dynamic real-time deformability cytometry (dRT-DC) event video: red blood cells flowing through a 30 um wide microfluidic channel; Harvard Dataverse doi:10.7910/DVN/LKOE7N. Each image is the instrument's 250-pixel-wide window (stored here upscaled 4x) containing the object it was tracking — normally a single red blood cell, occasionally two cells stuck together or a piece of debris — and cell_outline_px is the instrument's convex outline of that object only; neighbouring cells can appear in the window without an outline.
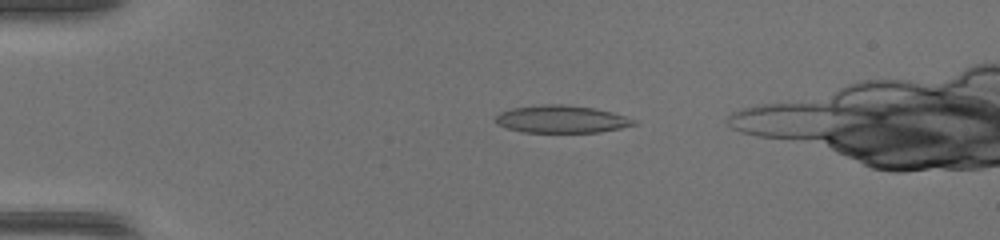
{"species": "common noctule bat (a hibernating species)", "species_latin": "Nyctalus noctula", "temperature_condition": "warm", "stored_images_in_passage": 36, "camera_frame_rate_fps": 3000, "um_per_image_px": 0.085, "animal": {"sex": "female", "body_mass_g": 17.0, "forearm_length_mm": 48.0}, "frame": {"image": 1, "passage_image": 3, "time_ms": 0.667, "image_size_px": [1000, 240], "cell_outline_px": [[636, 124], [620, 128], [596, 132], [524, 132], [508, 128], [500, 124], [496, 120], [496, 116], [500, 112], [516, 108], [548, 104], [560, 104], [592, 108], [612, 112], [636, 120]], "centroid_in_image_um": [47.75, 10.13], "position_along_channel_um": 37.2, "area_um2": 21.56}}
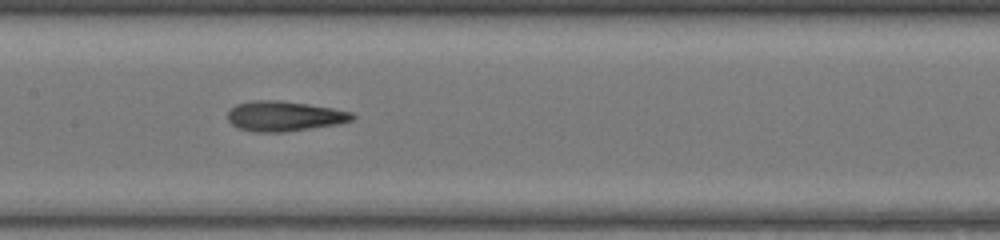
{"frame": {"image": 2, "passage_image": 16, "time_ms": 5.0, "image_size_px": [1000, 240], "cell_outline_px": [[356, 116], [352, 120], [336, 124], [284, 132], [256, 132], [240, 128], [232, 124], [228, 120], [228, 112], [236, 104], [252, 100], [280, 100], [308, 104], [332, 108], [352, 112]], "centroid_in_image_um": [24.16, 9.86], "position_along_channel_um": 183.2, "area_um2": 21.68}}
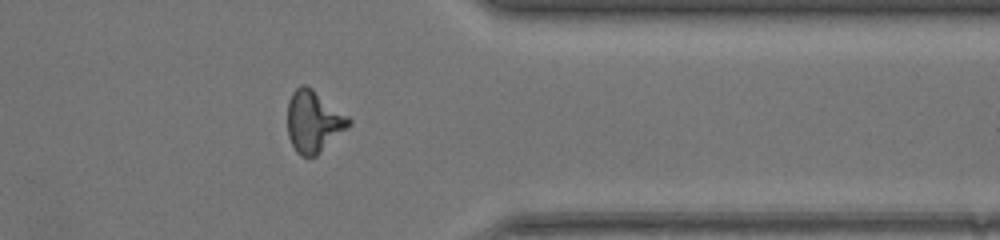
{"frame": {"image": 3, "passage_image": 30, "time_ms": 9.667, "image_size_px": [1000, 240], "cell_outline_px": [[352, 124], [316, 156], [300, 156], [296, 152], [288, 136], [288, 100], [292, 92], [300, 84], [304, 84], [312, 88], [348, 116], [352, 120]], "centroid_in_image_um": [26.65, 10.32], "position_along_channel_um": 384.8, "area_um2": 22.02}}